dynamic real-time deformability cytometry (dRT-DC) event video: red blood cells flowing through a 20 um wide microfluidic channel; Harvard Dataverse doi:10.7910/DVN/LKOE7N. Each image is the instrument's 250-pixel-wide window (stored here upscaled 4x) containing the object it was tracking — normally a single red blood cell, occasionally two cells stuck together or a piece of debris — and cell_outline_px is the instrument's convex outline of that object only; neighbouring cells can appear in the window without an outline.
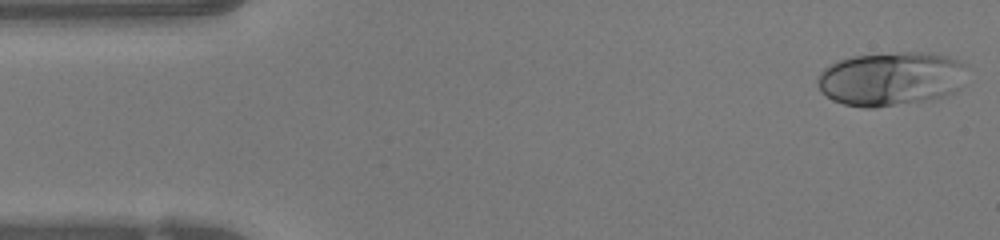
{"species": "human", "species_latin": "Homo sapiens", "temperature_condition": "warm", "stored_images_in_passage": 47, "camera_frame_rate_fps": 3000, "um_per_image_px": 0.085, "donor": {"sex": "female"}, "frame": {"image": 1, "passage_image": 1, "time_ms": 0.0, "image_size_px": [1000, 240], "cell_outline_px": [[968, 64], [956, 92], [944, 96], [928, 100], [876, 108], [864, 108], [844, 104], [832, 100], [820, 92], [816, 84], [816, 80], [820, 72], [824, 68], [840, 60], [852, 56], [900, 52], [924, 52], [948, 56]], "centroid_in_image_um": [75.71, 6.7], "position_along_channel_um": 9.3, "area_um2": 47.28}}
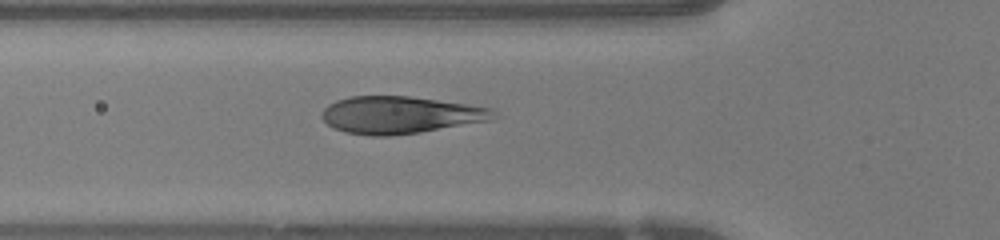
{"frame": {"image": 2, "passage_image": 15, "time_ms": 4.667, "image_size_px": [1000, 240], "cell_outline_px": [[500, 116], [492, 120], [420, 132], [388, 136], [372, 136], [344, 132], [328, 124], [320, 116], [320, 112], [328, 104], [336, 100], [348, 96], [408, 96], [492, 108]], "centroid_in_image_um": [34.0, 9.77], "position_along_channel_um": 91.8, "area_um2": 37.28}}
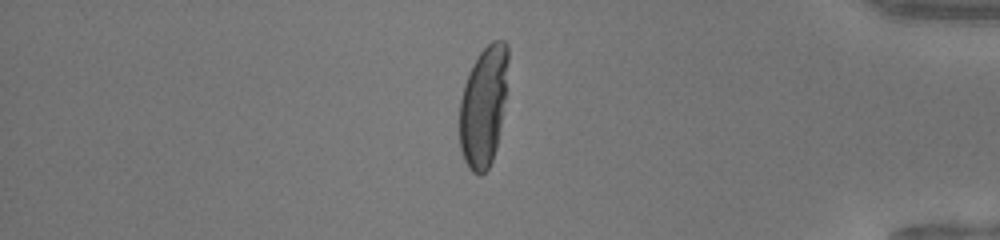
{"frame": {"image": 3, "passage_image": 39, "time_ms": 12.667, "image_size_px": [1000, 240], "cell_outline_px": [[508, 60], [504, 100], [496, 148], [492, 160], [488, 168], [480, 176], [472, 172], [468, 168], [464, 160], [460, 148], [460, 100], [464, 84], [468, 72], [472, 64], [480, 52], [492, 40], [504, 40], [508, 44]], "centroid_in_image_um": [41.08, 9.02], "position_along_channel_um": 394.1, "area_um2": 33.87}, "authors_computed_cell_mechanics": {"area_um2": 38.2058, "velocity_mm_per_s": 4.2211, "shape_relaxation_time_tau1_ms": 3.6924, "shape_relaxation_time_tau2_ms": null, "deformation_change_tau1": 0.2365, "deformation_change_tau2": null}}